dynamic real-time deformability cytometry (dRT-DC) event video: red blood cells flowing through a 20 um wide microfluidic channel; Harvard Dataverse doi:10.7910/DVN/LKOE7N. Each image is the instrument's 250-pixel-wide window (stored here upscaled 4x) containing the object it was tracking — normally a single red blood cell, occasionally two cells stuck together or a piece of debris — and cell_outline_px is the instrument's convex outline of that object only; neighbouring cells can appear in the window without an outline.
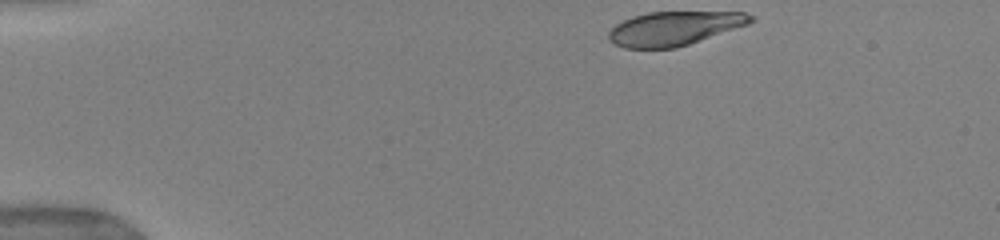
{"species": "human", "species_latin": "Homo sapiens", "temperature_condition": "warm", "stored_images_in_passage": 44, "camera_frame_rate_fps": 3000, "um_per_image_px": 0.085, "donor": {"sex": "female"}, "frame": {"image": 1, "passage_image": 1, "time_ms": 0.0, "image_size_px": [1000, 240], "cell_outline_px": [[756, 20], [748, 24], [676, 48], [624, 48], [608, 40], [608, 32], [616, 24], [632, 16], [648, 12], [744, 12], [756, 16]], "centroid_in_image_um": [57.31, 2.4], "position_along_channel_um": 27.7, "area_um2": 28.03}}
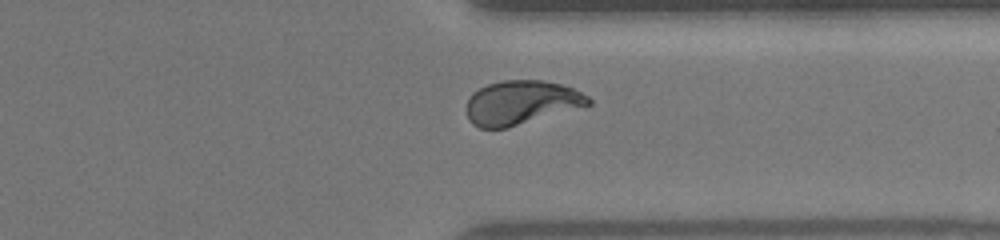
{"frame": {"image": 2, "passage_image": 33, "time_ms": 10.667, "image_size_px": [1000, 240], "cell_outline_px": [[592, 104], [508, 128], [480, 128], [472, 124], [468, 120], [464, 108], [472, 92], [488, 84], [504, 80], [544, 80], [560, 84], [572, 88], [588, 96], [592, 100]], "centroid_in_image_um": [44.26, 8.73], "position_along_channel_um": 367.1, "area_um2": 31.44}}
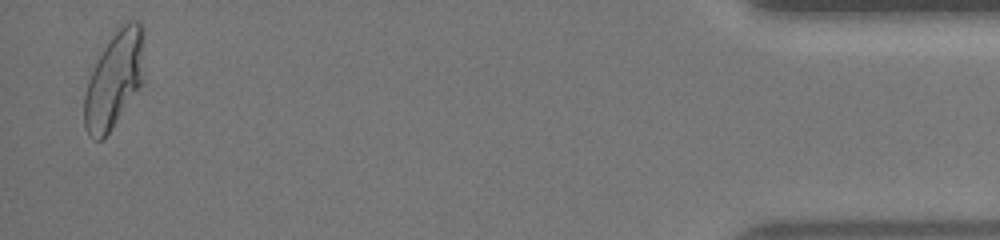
{"frame": {"image": 3, "passage_image": 43, "time_ms": 14.0, "image_size_px": [1000, 240], "cell_outline_px": [[144, 80], [140, 88], [104, 140], [96, 140], [88, 136], [84, 124], [84, 96], [88, 80], [104, 48], [112, 36], [128, 20], [140, 20]], "centroid_in_image_um": [9.7, 6.86], "position_along_channel_um": 425.5, "area_um2": 33.12}, "authors_computed_cell_mechanics": {"area_um2": 31.4721, "velocity_mm_per_s": 3.9439, "shape_relaxation_time_tau1_ms": 4.2291, "shape_relaxation_time_tau2_ms": null, "deformation_change_tau1": 0.2006, "deformation_change_tau2": null}}